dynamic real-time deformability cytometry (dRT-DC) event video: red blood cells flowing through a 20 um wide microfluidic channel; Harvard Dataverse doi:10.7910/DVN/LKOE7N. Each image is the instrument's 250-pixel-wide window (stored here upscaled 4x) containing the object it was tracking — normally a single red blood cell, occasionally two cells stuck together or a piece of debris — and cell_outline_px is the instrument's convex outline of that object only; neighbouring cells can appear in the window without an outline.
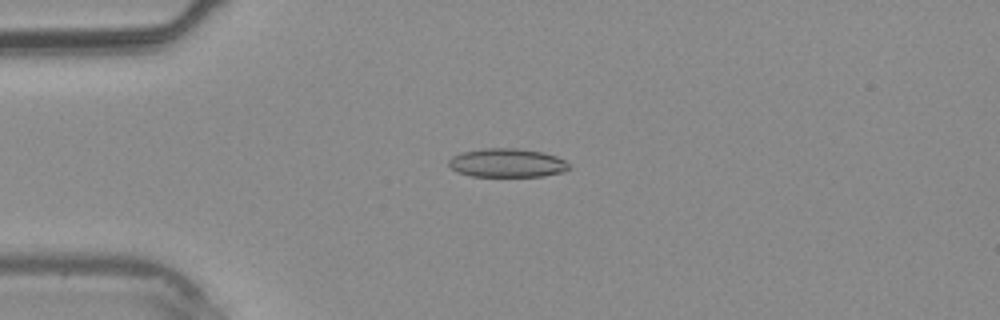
{"species": "common noctule bat (a hibernating species)", "species_latin": "Nyctalus noctula", "temperature_condition": "warm", "stored_images_in_passage": 35, "camera_frame_rate_fps": 3000, "um_per_image_px": 0.085, "animal": {"sex": "male", "body_mass_g": 20.4}, "frame": {"image": 1, "passage_image": 6, "time_ms": 1.667, "image_size_px": [1000, 320], "cell_outline_px": [[572, 168], [564, 172], [544, 176], [472, 176], [456, 172], [448, 164], [448, 160], [452, 156], [460, 152], [484, 148], [520, 148], [544, 152], [556, 156], [564, 160]], "centroid_in_image_um": [43.11, 13.84], "position_along_channel_um": 41.9, "area_um2": 20.4}}
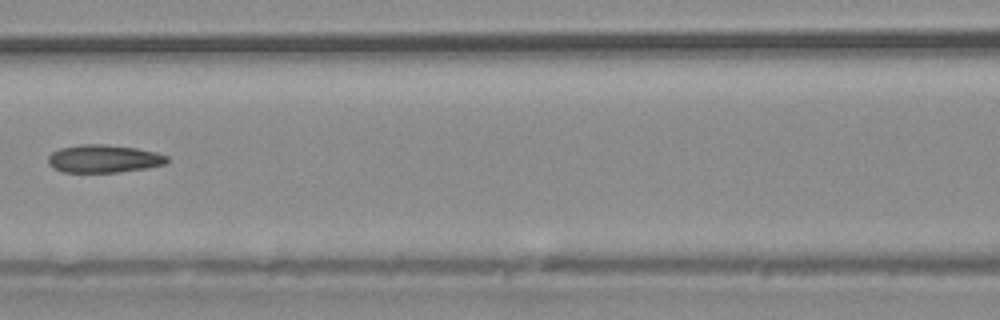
{"frame": {"image": 2, "passage_image": 14, "time_ms": 4.333, "image_size_px": [1000, 320], "cell_outline_px": [[168, 164], [148, 168], [116, 172], [64, 172], [52, 168], [48, 164], [48, 156], [52, 152], [60, 148], [80, 144], [100, 144], [136, 148], [156, 152], [168, 156]], "centroid_in_image_um": [8.82, 13.49], "position_along_channel_um": 157.8, "area_um2": 19.42}}
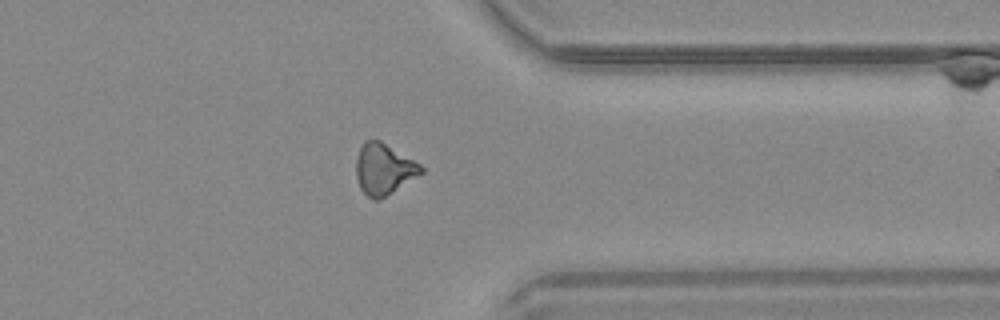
{"frame": {"image": 3, "passage_image": 27, "time_ms": 8.667, "image_size_px": [1000, 320], "cell_outline_px": [[424, 172], [380, 200], [372, 200], [360, 188], [356, 176], [356, 160], [360, 148], [364, 140], [380, 140], [420, 164], [424, 168]], "centroid_in_image_um": [32.61, 14.38], "position_along_channel_um": 378.8, "area_um2": 19.25}}